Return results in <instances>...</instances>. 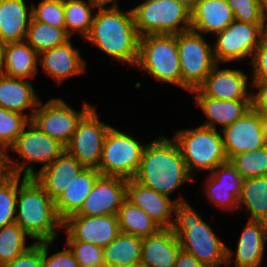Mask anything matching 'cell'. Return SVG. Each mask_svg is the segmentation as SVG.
Here are the masks:
<instances>
[{
	"mask_svg": "<svg viewBox=\"0 0 267 267\" xmlns=\"http://www.w3.org/2000/svg\"><path fill=\"white\" fill-rule=\"evenodd\" d=\"M251 86L258 90L253 93L251 90V108L261 113H267V82H251Z\"/></svg>",
	"mask_w": 267,
	"mask_h": 267,
	"instance_id": "cell-46",
	"label": "cell"
},
{
	"mask_svg": "<svg viewBox=\"0 0 267 267\" xmlns=\"http://www.w3.org/2000/svg\"><path fill=\"white\" fill-rule=\"evenodd\" d=\"M204 191L210 202L217 208L227 211H235L238 208V199L241 195V189H227L216 187V181L208 175L204 183Z\"/></svg>",
	"mask_w": 267,
	"mask_h": 267,
	"instance_id": "cell-38",
	"label": "cell"
},
{
	"mask_svg": "<svg viewBox=\"0 0 267 267\" xmlns=\"http://www.w3.org/2000/svg\"><path fill=\"white\" fill-rule=\"evenodd\" d=\"M92 107L90 103H84L82 110L78 112L62 98H51L45 104L40 100L30 121L43 133L66 146L79 121Z\"/></svg>",
	"mask_w": 267,
	"mask_h": 267,
	"instance_id": "cell-12",
	"label": "cell"
},
{
	"mask_svg": "<svg viewBox=\"0 0 267 267\" xmlns=\"http://www.w3.org/2000/svg\"><path fill=\"white\" fill-rule=\"evenodd\" d=\"M217 64L205 81L191 92L194 96H208L218 100L251 99L249 77L240 69H219Z\"/></svg>",
	"mask_w": 267,
	"mask_h": 267,
	"instance_id": "cell-17",
	"label": "cell"
},
{
	"mask_svg": "<svg viewBox=\"0 0 267 267\" xmlns=\"http://www.w3.org/2000/svg\"><path fill=\"white\" fill-rule=\"evenodd\" d=\"M118 0H88V2L97 10H104V9H118L120 8L117 4ZM112 3V5H111ZM107 4L111 5L107 7ZM106 5V7H104Z\"/></svg>",
	"mask_w": 267,
	"mask_h": 267,
	"instance_id": "cell-49",
	"label": "cell"
},
{
	"mask_svg": "<svg viewBox=\"0 0 267 267\" xmlns=\"http://www.w3.org/2000/svg\"><path fill=\"white\" fill-rule=\"evenodd\" d=\"M228 160L233 156L265 146L264 116L250 108L241 118L221 130Z\"/></svg>",
	"mask_w": 267,
	"mask_h": 267,
	"instance_id": "cell-14",
	"label": "cell"
},
{
	"mask_svg": "<svg viewBox=\"0 0 267 267\" xmlns=\"http://www.w3.org/2000/svg\"><path fill=\"white\" fill-rule=\"evenodd\" d=\"M261 8L266 12L267 14V0H258Z\"/></svg>",
	"mask_w": 267,
	"mask_h": 267,
	"instance_id": "cell-52",
	"label": "cell"
},
{
	"mask_svg": "<svg viewBox=\"0 0 267 267\" xmlns=\"http://www.w3.org/2000/svg\"><path fill=\"white\" fill-rule=\"evenodd\" d=\"M29 121L21 113L0 107V146L8 150Z\"/></svg>",
	"mask_w": 267,
	"mask_h": 267,
	"instance_id": "cell-37",
	"label": "cell"
},
{
	"mask_svg": "<svg viewBox=\"0 0 267 267\" xmlns=\"http://www.w3.org/2000/svg\"><path fill=\"white\" fill-rule=\"evenodd\" d=\"M209 175L216 181V187L242 189L244 178L229 160L218 165Z\"/></svg>",
	"mask_w": 267,
	"mask_h": 267,
	"instance_id": "cell-42",
	"label": "cell"
},
{
	"mask_svg": "<svg viewBox=\"0 0 267 267\" xmlns=\"http://www.w3.org/2000/svg\"><path fill=\"white\" fill-rule=\"evenodd\" d=\"M83 168L70 153L64 150L51 164L36 172L34 178L56 201Z\"/></svg>",
	"mask_w": 267,
	"mask_h": 267,
	"instance_id": "cell-21",
	"label": "cell"
},
{
	"mask_svg": "<svg viewBox=\"0 0 267 267\" xmlns=\"http://www.w3.org/2000/svg\"><path fill=\"white\" fill-rule=\"evenodd\" d=\"M264 139H265V146H267V128H265Z\"/></svg>",
	"mask_w": 267,
	"mask_h": 267,
	"instance_id": "cell-54",
	"label": "cell"
},
{
	"mask_svg": "<svg viewBox=\"0 0 267 267\" xmlns=\"http://www.w3.org/2000/svg\"><path fill=\"white\" fill-rule=\"evenodd\" d=\"M31 7L32 17L36 21L65 29L63 0H41L37 6L33 3Z\"/></svg>",
	"mask_w": 267,
	"mask_h": 267,
	"instance_id": "cell-39",
	"label": "cell"
},
{
	"mask_svg": "<svg viewBox=\"0 0 267 267\" xmlns=\"http://www.w3.org/2000/svg\"><path fill=\"white\" fill-rule=\"evenodd\" d=\"M21 177L18 175L15 222L36 242L55 241L63 228L55 201L34 177Z\"/></svg>",
	"mask_w": 267,
	"mask_h": 267,
	"instance_id": "cell-3",
	"label": "cell"
},
{
	"mask_svg": "<svg viewBox=\"0 0 267 267\" xmlns=\"http://www.w3.org/2000/svg\"><path fill=\"white\" fill-rule=\"evenodd\" d=\"M142 238L120 232L104 251L105 267H137L141 262Z\"/></svg>",
	"mask_w": 267,
	"mask_h": 267,
	"instance_id": "cell-29",
	"label": "cell"
},
{
	"mask_svg": "<svg viewBox=\"0 0 267 267\" xmlns=\"http://www.w3.org/2000/svg\"><path fill=\"white\" fill-rule=\"evenodd\" d=\"M145 146L132 135L111 127L104 140L99 172L104 176L133 179Z\"/></svg>",
	"mask_w": 267,
	"mask_h": 267,
	"instance_id": "cell-10",
	"label": "cell"
},
{
	"mask_svg": "<svg viewBox=\"0 0 267 267\" xmlns=\"http://www.w3.org/2000/svg\"><path fill=\"white\" fill-rule=\"evenodd\" d=\"M195 103L201 108L207 119L201 126L220 131L241 118L250 108L251 99L218 100L208 96H194Z\"/></svg>",
	"mask_w": 267,
	"mask_h": 267,
	"instance_id": "cell-25",
	"label": "cell"
},
{
	"mask_svg": "<svg viewBox=\"0 0 267 267\" xmlns=\"http://www.w3.org/2000/svg\"><path fill=\"white\" fill-rule=\"evenodd\" d=\"M53 241L42 242V267H79L73 252L67 247L48 256L49 247Z\"/></svg>",
	"mask_w": 267,
	"mask_h": 267,
	"instance_id": "cell-43",
	"label": "cell"
},
{
	"mask_svg": "<svg viewBox=\"0 0 267 267\" xmlns=\"http://www.w3.org/2000/svg\"><path fill=\"white\" fill-rule=\"evenodd\" d=\"M133 179L169 197L182 184L193 181L194 177L188 172L177 143L160 136L146 144Z\"/></svg>",
	"mask_w": 267,
	"mask_h": 267,
	"instance_id": "cell-1",
	"label": "cell"
},
{
	"mask_svg": "<svg viewBox=\"0 0 267 267\" xmlns=\"http://www.w3.org/2000/svg\"><path fill=\"white\" fill-rule=\"evenodd\" d=\"M66 241L89 242L108 246L120 233L117 215L81 216L73 214L63 221Z\"/></svg>",
	"mask_w": 267,
	"mask_h": 267,
	"instance_id": "cell-15",
	"label": "cell"
},
{
	"mask_svg": "<svg viewBox=\"0 0 267 267\" xmlns=\"http://www.w3.org/2000/svg\"><path fill=\"white\" fill-rule=\"evenodd\" d=\"M267 32V24H251L234 20L226 29L215 34L213 45L217 64L233 62L253 56L262 36Z\"/></svg>",
	"mask_w": 267,
	"mask_h": 267,
	"instance_id": "cell-11",
	"label": "cell"
},
{
	"mask_svg": "<svg viewBox=\"0 0 267 267\" xmlns=\"http://www.w3.org/2000/svg\"><path fill=\"white\" fill-rule=\"evenodd\" d=\"M26 237L30 236L16 222L0 228V267L30 247L26 245Z\"/></svg>",
	"mask_w": 267,
	"mask_h": 267,
	"instance_id": "cell-34",
	"label": "cell"
},
{
	"mask_svg": "<svg viewBox=\"0 0 267 267\" xmlns=\"http://www.w3.org/2000/svg\"><path fill=\"white\" fill-rule=\"evenodd\" d=\"M111 58L136 66L140 36L132 10H98L93 17L89 34L84 38Z\"/></svg>",
	"mask_w": 267,
	"mask_h": 267,
	"instance_id": "cell-2",
	"label": "cell"
},
{
	"mask_svg": "<svg viewBox=\"0 0 267 267\" xmlns=\"http://www.w3.org/2000/svg\"><path fill=\"white\" fill-rule=\"evenodd\" d=\"M71 36L66 29L36 21L33 17L29 22L25 41L38 53L52 49L69 41Z\"/></svg>",
	"mask_w": 267,
	"mask_h": 267,
	"instance_id": "cell-32",
	"label": "cell"
},
{
	"mask_svg": "<svg viewBox=\"0 0 267 267\" xmlns=\"http://www.w3.org/2000/svg\"><path fill=\"white\" fill-rule=\"evenodd\" d=\"M266 242L264 221L248 220L238 240L236 253L227 246L225 267H228L230 261L232 263L235 261V267L261 266ZM232 254H234L235 259Z\"/></svg>",
	"mask_w": 267,
	"mask_h": 267,
	"instance_id": "cell-20",
	"label": "cell"
},
{
	"mask_svg": "<svg viewBox=\"0 0 267 267\" xmlns=\"http://www.w3.org/2000/svg\"><path fill=\"white\" fill-rule=\"evenodd\" d=\"M174 267H211L207 264L200 263L192 254L180 250Z\"/></svg>",
	"mask_w": 267,
	"mask_h": 267,
	"instance_id": "cell-47",
	"label": "cell"
},
{
	"mask_svg": "<svg viewBox=\"0 0 267 267\" xmlns=\"http://www.w3.org/2000/svg\"><path fill=\"white\" fill-rule=\"evenodd\" d=\"M180 250L172 229L161 228L156 234L142 238L140 266L174 267Z\"/></svg>",
	"mask_w": 267,
	"mask_h": 267,
	"instance_id": "cell-22",
	"label": "cell"
},
{
	"mask_svg": "<svg viewBox=\"0 0 267 267\" xmlns=\"http://www.w3.org/2000/svg\"><path fill=\"white\" fill-rule=\"evenodd\" d=\"M18 154V160L8 155V166L11 174L24 177H34L36 163L43 164L42 168L51 164L64 150L65 146L43 133L29 121L15 142L8 148ZM18 161V162H17Z\"/></svg>",
	"mask_w": 267,
	"mask_h": 267,
	"instance_id": "cell-7",
	"label": "cell"
},
{
	"mask_svg": "<svg viewBox=\"0 0 267 267\" xmlns=\"http://www.w3.org/2000/svg\"><path fill=\"white\" fill-rule=\"evenodd\" d=\"M136 67L158 82L181 87L180 59L176 34H147L140 37Z\"/></svg>",
	"mask_w": 267,
	"mask_h": 267,
	"instance_id": "cell-6",
	"label": "cell"
},
{
	"mask_svg": "<svg viewBox=\"0 0 267 267\" xmlns=\"http://www.w3.org/2000/svg\"><path fill=\"white\" fill-rule=\"evenodd\" d=\"M63 8L67 33H79L84 39L92 26L94 7L85 0H63Z\"/></svg>",
	"mask_w": 267,
	"mask_h": 267,
	"instance_id": "cell-33",
	"label": "cell"
},
{
	"mask_svg": "<svg viewBox=\"0 0 267 267\" xmlns=\"http://www.w3.org/2000/svg\"><path fill=\"white\" fill-rule=\"evenodd\" d=\"M39 54L26 42L7 43L3 74L31 80L38 72Z\"/></svg>",
	"mask_w": 267,
	"mask_h": 267,
	"instance_id": "cell-28",
	"label": "cell"
},
{
	"mask_svg": "<svg viewBox=\"0 0 267 267\" xmlns=\"http://www.w3.org/2000/svg\"><path fill=\"white\" fill-rule=\"evenodd\" d=\"M234 19L251 24H267V14L258 0H226Z\"/></svg>",
	"mask_w": 267,
	"mask_h": 267,
	"instance_id": "cell-41",
	"label": "cell"
},
{
	"mask_svg": "<svg viewBox=\"0 0 267 267\" xmlns=\"http://www.w3.org/2000/svg\"><path fill=\"white\" fill-rule=\"evenodd\" d=\"M175 1L183 5L190 12H192L195 9L197 2L199 0H175Z\"/></svg>",
	"mask_w": 267,
	"mask_h": 267,
	"instance_id": "cell-51",
	"label": "cell"
},
{
	"mask_svg": "<svg viewBox=\"0 0 267 267\" xmlns=\"http://www.w3.org/2000/svg\"><path fill=\"white\" fill-rule=\"evenodd\" d=\"M79 267H105L103 248L89 242L66 241Z\"/></svg>",
	"mask_w": 267,
	"mask_h": 267,
	"instance_id": "cell-40",
	"label": "cell"
},
{
	"mask_svg": "<svg viewBox=\"0 0 267 267\" xmlns=\"http://www.w3.org/2000/svg\"><path fill=\"white\" fill-rule=\"evenodd\" d=\"M8 151L0 146V182L7 178L11 172L8 166Z\"/></svg>",
	"mask_w": 267,
	"mask_h": 267,
	"instance_id": "cell-48",
	"label": "cell"
},
{
	"mask_svg": "<svg viewBox=\"0 0 267 267\" xmlns=\"http://www.w3.org/2000/svg\"><path fill=\"white\" fill-rule=\"evenodd\" d=\"M126 195V179L101 175L76 214L81 216L117 215Z\"/></svg>",
	"mask_w": 267,
	"mask_h": 267,
	"instance_id": "cell-16",
	"label": "cell"
},
{
	"mask_svg": "<svg viewBox=\"0 0 267 267\" xmlns=\"http://www.w3.org/2000/svg\"><path fill=\"white\" fill-rule=\"evenodd\" d=\"M249 63L253 67V76L250 82H267V32L262 36Z\"/></svg>",
	"mask_w": 267,
	"mask_h": 267,
	"instance_id": "cell-44",
	"label": "cell"
},
{
	"mask_svg": "<svg viewBox=\"0 0 267 267\" xmlns=\"http://www.w3.org/2000/svg\"><path fill=\"white\" fill-rule=\"evenodd\" d=\"M181 70V88L197 89L217 65L213 47L203 34L192 29L176 34Z\"/></svg>",
	"mask_w": 267,
	"mask_h": 267,
	"instance_id": "cell-9",
	"label": "cell"
},
{
	"mask_svg": "<svg viewBox=\"0 0 267 267\" xmlns=\"http://www.w3.org/2000/svg\"><path fill=\"white\" fill-rule=\"evenodd\" d=\"M131 10L140 37L179 34L191 29V12L175 0H144Z\"/></svg>",
	"mask_w": 267,
	"mask_h": 267,
	"instance_id": "cell-8",
	"label": "cell"
},
{
	"mask_svg": "<svg viewBox=\"0 0 267 267\" xmlns=\"http://www.w3.org/2000/svg\"><path fill=\"white\" fill-rule=\"evenodd\" d=\"M101 176L98 169L83 168L66 190L55 201V208L62 221L76 214Z\"/></svg>",
	"mask_w": 267,
	"mask_h": 267,
	"instance_id": "cell-26",
	"label": "cell"
},
{
	"mask_svg": "<svg viewBox=\"0 0 267 267\" xmlns=\"http://www.w3.org/2000/svg\"><path fill=\"white\" fill-rule=\"evenodd\" d=\"M120 232L145 238L156 234L161 227L141 208L127 198L117 213Z\"/></svg>",
	"mask_w": 267,
	"mask_h": 267,
	"instance_id": "cell-30",
	"label": "cell"
},
{
	"mask_svg": "<svg viewBox=\"0 0 267 267\" xmlns=\"http://www.w3.org/2000/svg\"><path fill=\"white\" fill-rule=\"evenodd\" d=\"M264 224H265V232H266V237H267V218L264 220Z\"/></svg>",
	"mask_w": 267,
	"mask_h": 267,
	"instance_id": "cell-55",
	"label": "cell"
},
{
	"mask_svg": "<svg viewBox=\"0 0 267 267\" xmlns=\"http://www.w3.org/2000/svg\"><path fill=\"white\" fill-rule=\"evenodd\" d=\"M32 7L25 0H0V39L6 43L25 41Z\"/></svg>",
	"mask_w": 267,
	"mask_h": 267,
	"instance_id": "cell-27",
	"label": "cell"
},
{
	"mask_svg": "<svg viewBox=\"0 0 267 267\" xmlns=\"http://www.w3.org/2000/svg\"><path fill=\"white\" fill-rule=\"evenodd\" d=\"M126 198L134 205L144 210L161 228H171L174 218V208L177 202L186 199L171 200L168 196L145 187L134 179L127 180Z\"/></svg>",
	"mask_w": 267,
	"mask_h": 267,
	"instance_id": "cell-18",
	"label": "cell"
},
{
	"mask_svg": "<svg viewBox=\"0 0 267 267\" xmlns=\"http://www.w3.org/2000/svg\"><path fill=\"white\" fill-rule=\"evenodd\" d=\"M244 205L249 220L264 221L267 218V176L243 180L238 208Z\"/></svg>",
	"mask_w": 267,
	"mask_h": 267,
	"instance_id": "cell-31",
	"label": "cell"
},
{
	"mask_svg": "<svg viewBox=\"0 0 267 267\" xmlns=\"http://www.w3.org/2000/svg\"><path fill=\"white\" fill-rule=\"evenodd\" d=\"M229 161L244 179L267 176V146L239 153Z\"/></svg>",
	"mask_w": 267,
	"mask_h": 267,
	"instance_id": "cell-35",
	"label": "cell"
},
{
	"mask_svg": "<svg viewBox=\"0 0 267 267\" xmlns=\"http://www.w3.org/2000/svg\"><path fill=\"white\" fill-rule=\"evenodd\" d=\"M171 226L182 250L192 254L200 263L211 267L226 266L227 245L214 233L200 214L186 202H177Z\"/></svg>",
	"mask_w": 267,
	"mask_h": 267,
	"instance_id": "cell-4",
	"label": "cell"
},
{
	"mask_svg": "<svg viewBox=\"0 0 267 267\" xmlns=\"http://www.w3.org/2000/svg\"><path fill=\"white\" fill-rule=\"evenodd\" d=\"M92 107L79 121L65 150L84 168L98 169L105 137L112 127L102 122Z\"/></svg>",
	"mask_w": 267,
	"mask_h": 267,
	"instance_id": "cell-13",
	"label": "cell"
},
{
	"mask_svg": "<svg viewBox=\"0 0 267 267\" xmlns=\"http://www.w3.org/2000/svg\"><path fill=\"white\" fill-rule=\"evenodd\" d=\"M40 99L30 80L0 74V107L25 115L31 120ZM31 114H25L27 109Z\"/></svg>",
	"mask_w": 267,
	"mask_h": 267,
	"instance_id": "cell-23",
	"label": "cell"
},
{
	"mask_svg": "<svg viewBox=\"0 0 267 267\" xmlns=\"http://www.w3.org/2000/svg\"><path fill=\"white\" fill-rule=\"evenodd\" d=\"M38 63L44 72L50 75L58 85L70 77L86 71L85 60L69 40L62 45L43 51L39 54Z\"/></svg>",
	"mask_w": 267,
	"mask_h": 267,
	"instance_id": "cell-19",
	"label": "cell"
},
{
	"mask_svg": "<svg viewBox=\"0 0 267 267\" xmlns=\"http://www.w3.org/2000/svg\"><path fill=\"white\" fill-rule=\"evenodd\" d=\"M6 47L7 43L0 39V74L4 71Z\"/></svg>",
	"mask_w": 267,
	"mask_h": 267,
	"instance_id": "cell-50",
	"label": "cell"
},
{
	"mask_svg": "<svg viewBox=\"0 0 267 267\" xmlns=\"http://www.w3.org/2000/svg\"><path fill=\"white\" fill-rule=\"evenodd\" d=\"M234 14L226 0H199L191 12V29L201 34H215L226 29Z\"/></svg>",
	"mask_w": 267,
	"mask_h": 267,
	"instance_id": "cell-24",
	"label": "cell"
},
{
	"mask_svg": "<svg viewBox=\"0 0 267 267\" xmlns=\"http://www.w3.org/2000/svg\"><path fill=\"white\" fill-rule=\"evenodd\" d=\"M220 132V133H219ZM177 143L188 172L197 176L198 171H212L226 162L221 131L199 125L196 128L176 132Z\"/></svg>",
	"mask_w": 267,
	"mask_h": 267,
	"instance_id": "cell-5",
	"label": "cell"
},
{
	"mask_svg": "<svg viewBox=\"0 0 267 267\" xmlns=\"http://www.w3.org/2000/svg\"><path fill=\"white\" fill-rule=\"evenodd\" d=\"M2 267H42V242L30 245L27 250Z\"/></svg>",
	"mask_w": 267,
	"mask_h": 267,
	"instance_id": "cell-45",
	"label": "cell"
},
{
	"mask_svg": "<svg viewBox=\"0 0 267 267\" xmlns=\"http://www.w3.org/2000/svg\"><path fill=\"white\" fill-rule=\"evenodd\" d=\"M263 116H264L265 128H267V113L263 114Z\"/></svg>",
	"mask_w": 267,
	"mask_h": 267,
	"instance_id": "cell-53",
	"label": "cell"
},
{
	"mask_svg": "<svg viewBox=\"0 0 267 267\" xmlns=\"http://www.w3.org/2000/svg\"><path fill=\"white\" fill-rule=\"evenodd\" d=\"M18 175L10 174L0 182V228L15 222Z\"/></svg>",
	"mask_w": 267,
	"mask_h": 267,
	"instance_id": "cell-36",
	"label": "cell"
}]
</instances>
